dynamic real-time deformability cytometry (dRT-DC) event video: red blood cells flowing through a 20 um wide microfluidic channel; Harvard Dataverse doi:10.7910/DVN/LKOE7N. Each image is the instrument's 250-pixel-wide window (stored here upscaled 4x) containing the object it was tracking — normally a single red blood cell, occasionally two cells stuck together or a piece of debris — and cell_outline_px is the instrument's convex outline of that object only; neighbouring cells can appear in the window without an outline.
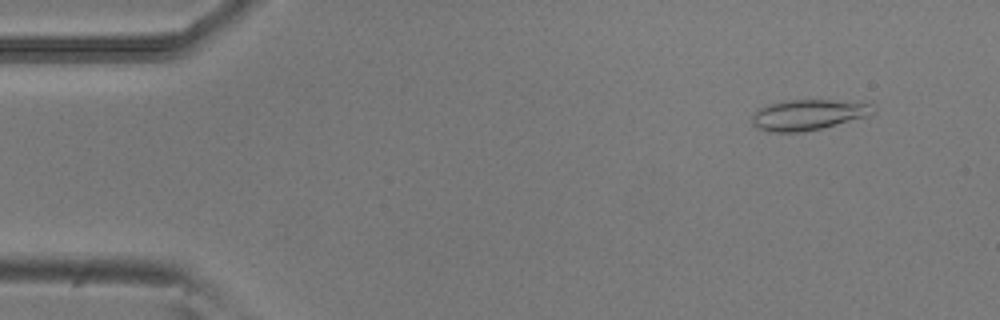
{"species": "common noctule bat (a hibernating species)", "species_latin": "Nyctalus noctula", "temperature_condition": "room temperature", "stored_images_in_passage": 4, "camera_frame_rate_fps": 3000, "um_per_image_px": 0.085, "animal": {"sex": "male", "body_mass_g": 20.5, "forearm_length_mm": 52.5}, "frame": {"image": 1, "passage_image": 1, "time_ms": 0.0, "image_size_px": [1000, 320], "cell_outline_px": [[876, 112], [872, 116], [804, 132], [768, 132], [752, 124], [752, 116], [760, 108], [768, 104], [788, 100], [828, 100], [868, 104], [876, 108]], "centroid_in_image_um": [68.72, 9.77], "position_along_channel_um": 16.3, "area_um2": 21.5}}